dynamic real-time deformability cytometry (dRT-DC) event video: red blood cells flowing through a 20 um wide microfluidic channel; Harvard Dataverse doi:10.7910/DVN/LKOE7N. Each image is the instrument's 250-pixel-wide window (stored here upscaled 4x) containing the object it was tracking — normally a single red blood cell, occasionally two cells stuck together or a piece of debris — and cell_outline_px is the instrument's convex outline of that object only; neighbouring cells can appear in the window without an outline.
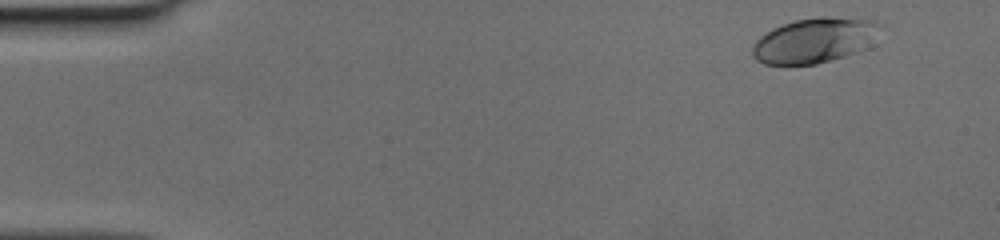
{"species": "human", "species_latin": "Homo sapiens", "temperature_condition": "cold", "stored_images_in_passage": 50, "camera_frame_rate_fps": 3000, "um_per_image_px": 0.085, "donor": {"sex": "female"}, "frame": {"image": 1, "passage_image": 3, "time_ms": 0.667, "image_size_px": [1000, 240], "cell_outline_px": [[884, 24], [864, 48], [856, 52], [844, 56], [816, 64], [764, 64], [756, 60], [752, 56], [752, 44], [760, 36], [772, 28], [796, 20], [816, 16], [824, 16], [872, 20]], "centroid_in_image_um": [69.19, 3.42], "position_along_channel_um": 15.8, "area_um2": 33.29}}
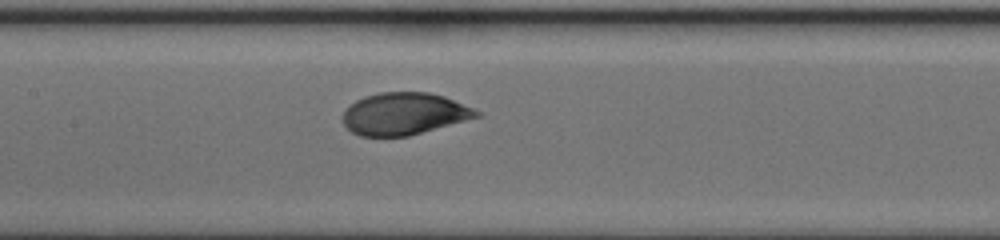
{"frame": {"image": 2, "passage_image": 24, "time_ms": 7.667, "image_size_px": [1000, 240], "cell_outline_px": [[480, 116], [408, 136], [360, 136], [352, 132], [344, 124], [344, 112], [356, 100], [364, 96], [380, 92], [428, 92], [444, 96], [472, 108], [480, 112]], "centroid_in_image_um": [34.34, 9.66], "position_along_channel_um": 173.1, "area_um2": 32.37}}
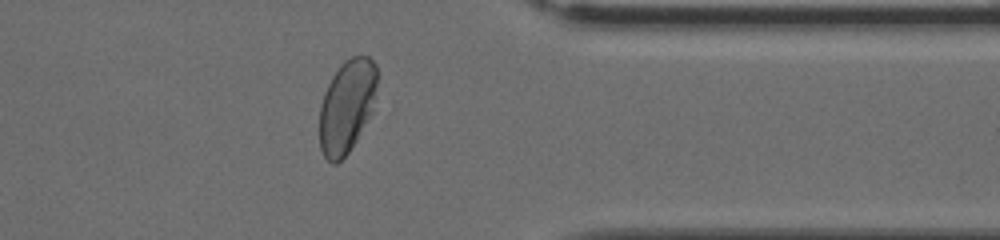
{"frame": {"image": 3, "passage_image": 40, "time_ms": 13.0, "image_size_px": [1000, 240], "cell_outline_px": [[376, 84], [372, 112], [356, 140], [348, 152], [336, 164], [332, 164], [324, 156], [320, 148], [320, 104], [324, 92], [332, 76], [340, 64], [344, 60], [352, 56], [368, 56], [376, 64]], "centroid_in_image_um": [29.46, 9.02], "position_along_channel_um": 381.9, "area_um2": 31.1}}